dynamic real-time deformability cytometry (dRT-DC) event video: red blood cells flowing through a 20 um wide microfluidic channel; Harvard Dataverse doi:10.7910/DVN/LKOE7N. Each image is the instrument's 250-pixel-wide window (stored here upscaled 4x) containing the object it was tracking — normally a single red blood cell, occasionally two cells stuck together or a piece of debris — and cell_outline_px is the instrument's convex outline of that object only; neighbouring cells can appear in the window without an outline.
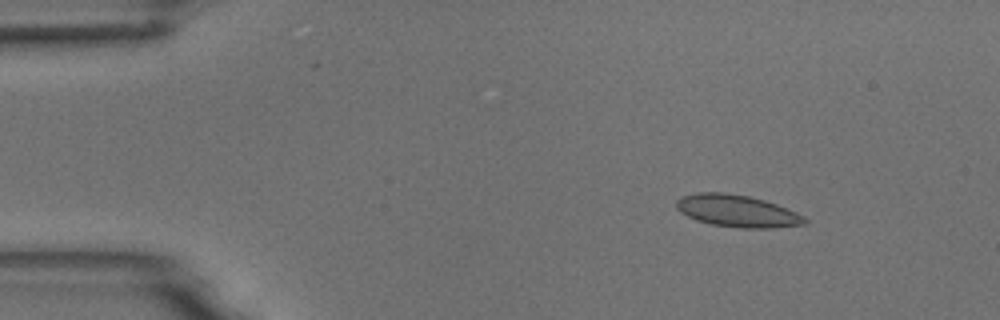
{"species": "common noctule bat (a hibernating species)", "species_latin": "Nyctalus noctula", "temperature_condition": "room temperature", "stored_images_in_passage": 9, "camera_frame_rate_fps": 3000, "um_per_image_px": 0.085, "animal": {"sex": "male", "body_mass_g": 18.8}, "frame": {"image": 1, "passage_image": 2, "time_ms": 0.333, "image_size_px": [1000, 320], "cell_outline_px": [[808, 224], [772, 228], [740, 228], [712, 224], [696, 220], [680, 212], [676, 208], [676, 200], [684, 196], [696, 192], [724, 192], [748, 196], [764, 200], [776, 204], [796, 212], [804, 216], [808, 220]], "centroid_in_image_um": [62.67, 17.93], "position_along_channel_um": 22.3, "area_um2": 24.04}}
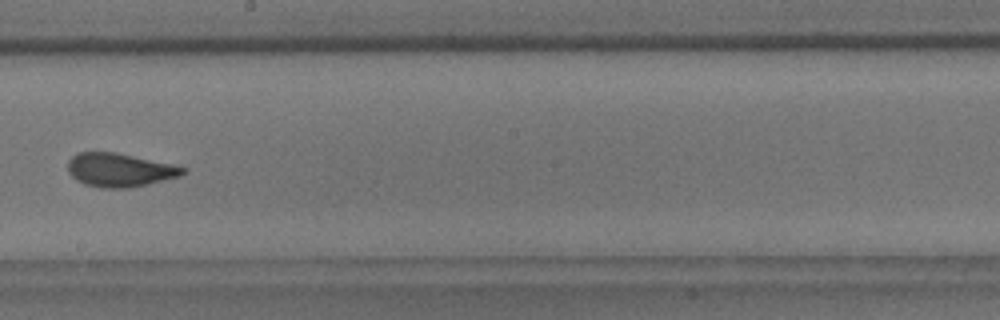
{"frame": {"image": 2, "passage_image": 9, "time_ms": 2.667, "image_size_px": [1000, 320], "cell_outline_px": [[188, 168], [180, 176], [128, 188], [100, 188], [84, 184], [76, 180], [68, 172], [68, 160], [76, 152], [116, 152], [172, 164]], "centroid_in_image_um": [10.13, 14.44], "position_along_channel_um": 238.1, "area_um2": 22.48}}